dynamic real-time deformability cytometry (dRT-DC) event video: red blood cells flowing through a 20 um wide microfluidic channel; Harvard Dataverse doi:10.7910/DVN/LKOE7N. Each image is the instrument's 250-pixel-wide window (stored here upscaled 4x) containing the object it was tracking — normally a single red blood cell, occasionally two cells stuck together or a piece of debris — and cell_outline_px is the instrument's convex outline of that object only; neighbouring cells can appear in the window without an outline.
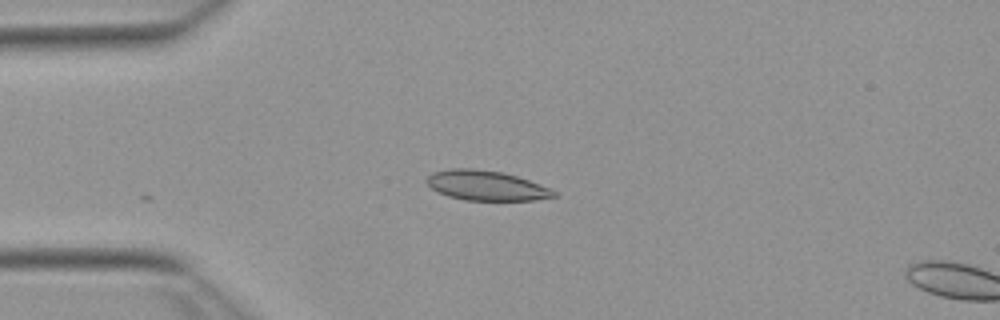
{"species": "Egyptian fruit bat (a non-hibernating species)", "species_latin": "Rousettus aegyptiacus", "temperature_condition": "warm", "stored_images_in_passage": 4, "camera_frame_rate_fps": 3000, "um_per_image_px": 0.085, "animal": {"sex": "female"}, "frame": {"image": 1, "passage_image": 1, "time_ms": 0.0, "image_size_px": [1000, 320], "cell_outline_px": [[556, 196], [532, 200], [464, 200], [448, 196], [432, 188], [424, 180], [432, 172], [452, 168], [472, 168], [504, 172], [552, 188], [556, 192]], "centroid_in_image_um": [41.32, 15.76], "position_along_channel_um": 43.7, "area_um2": 22.08}}